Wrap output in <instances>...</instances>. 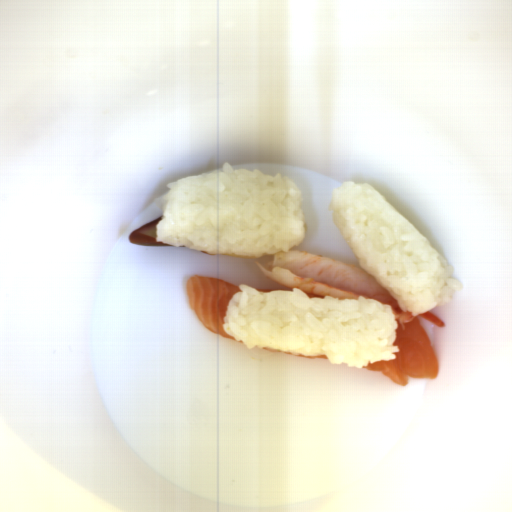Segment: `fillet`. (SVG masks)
I'll list each match as a JSON object with an SVG mask.
<instances>
[{
  "label": "fillet",
  "instance_id": "fillet-6",
  "mask_svg": "<svg viewBox=\"0 0 512 512\" xmlns=\"http://www.w3.org/2000/svg\"><path fill=\"white\" fill-rule=\"evenodd\" d=\"M305 294L310 297V298H321V299H325V296H320V295H315V294H311V293H306Z\"/></svg>",
  "mask_w": 512,
  "mask_h": 512
},
{
  "label": "fillet",
  "instance_id": "fillet-2",
  "mask_svg": "<svg viewBox=\"0 0 512 512\" xmlns=\"http://www.w3.org/2000/svg\"><path fill=\"white\" fill-rule=\"evenodd\" d=\"M191 311L210 333L236 341L224 328V320L233 296L242 290L233 283L207 275H195L186 281Z\"/></svg>",
  "mask_w": 512,
  "mask_h": 512
},
{
  "label": "fillet",
  "instance_id": "fillet-1",
  "mask_svg": "<svg viewBox=\"0 0 512 512\" xmlns=\"http://www.w3.org/2000/svg\"><path fill=\"white\" fill-rule=\"evenodd\" d=\"M394 346L399 352L392 361L370 363L363 369L380 372L398 385L409 384V377L434 379L438 376L439 363L431 341L419 318L414 317L402 329L398 322Z\"/></svg>",
  "mask_w": 512,
  "mask_h": 512
},
{
  "label": "fillet",
  "instance_id": "fillet-3",
  "mask_svg": "<svg viewBox=\"0 0 512 512\" xmlns=\"http://www.w3.org/2000/svg\"><path fill=\"white\" fill-rule=\"evenodd\" d=\"M162 218L163 215L129 234L128 241L130 243L138 245L172 246L166 243H159L156 241V227L157 224L162 221Z\"/></svg>",
  "mask_w": 512,
  "mask_h": 512
},
{
  "label": "fillet",
  "instance_id": "fillet-7",
  "mask_svg": "<svg viewBox=\"0 0 512 512\" xmlns=\"http://www.w3.org/2000/svg\"><path fill=\"white\" fill-rule=\"evenodd\" d=\"M264 350H268V351H271V352H274V353H282V354H289L287 352H282V351H279V350H276V349H271V348H263Z\"/></svg>",
  "mask_w": 512,
  "mask_h": 512
},
{
  "label": "fillet",
  "instance_id": "fillet-4",
  "mask_svg": "<svg viewBox=\"0 0 512 512\" xmlns=\"http://www.w3.org/2000/svg\"><path fill=\"white\" fill-rule=\"evenodd\" d=\"M299 357H304V358H309V359H328L326 355H316V356H303V355H299L297 354Z\"/></svg>",
  "mask_w": 512,
  "mask_h": 512
},
{
  "label": "fillet",
  "instance_id": "fillet-5",
  "mask_svg": "<svg viewBox=\"0 0 512 512\" xmlns=\"http://www.w3.org/2000/svg\"><path fill=\"white\" fill-rule=\"evenodd\" d=\"M254 289L260 293H265V292H269V291H273V290H281V289H274V288H254Z\"/></svg>",
  "mask_w": 512,
  "mask_h": 512
}]
</instances>
